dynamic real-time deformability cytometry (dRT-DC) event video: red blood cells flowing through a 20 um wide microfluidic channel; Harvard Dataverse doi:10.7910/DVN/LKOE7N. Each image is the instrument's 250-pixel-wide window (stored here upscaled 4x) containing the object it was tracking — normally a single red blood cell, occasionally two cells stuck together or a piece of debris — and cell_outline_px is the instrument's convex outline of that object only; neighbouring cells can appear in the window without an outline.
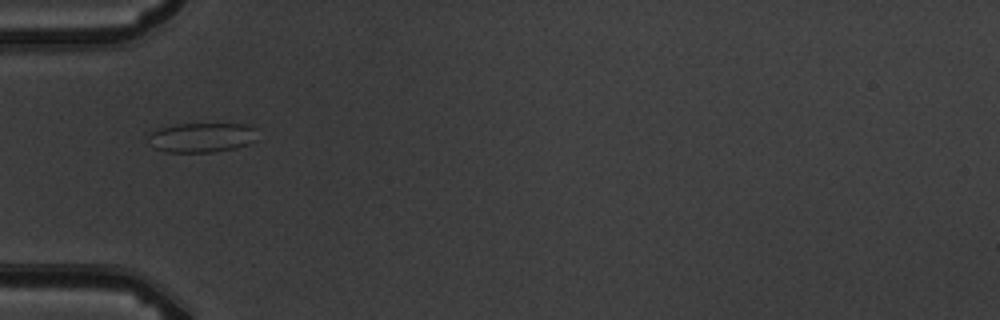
{"species": "common noctule bat (a hibernating species)", "species_latin": "Nyctalus noctula", "temperature_condition": "warm", "stored_images_in_passage": 8, "camera_frame_rate_fps": 3000, "um_per_image_px": 0.085, "animal": {"sex": "male", "body_mass_g": 19.5, "forearm_length_mm": 54.6}, "frame": {"image": 1, "passage_image": 6, "time_ms": 6.0, "image_size_px": [1000, 320], "cell_outline_px": [[256, 140], [248, 144], [236, 148], [216, 152], [168, 152], [152, 148], [148, 144], [148, 136], [152, 132], [160, 128], [176, 124], [252, 124], [256, 128]], "centroid_in_image_um": [17.16, 11.69], "position_along_channel_um": 67.8, "area_um2": 19.13}}
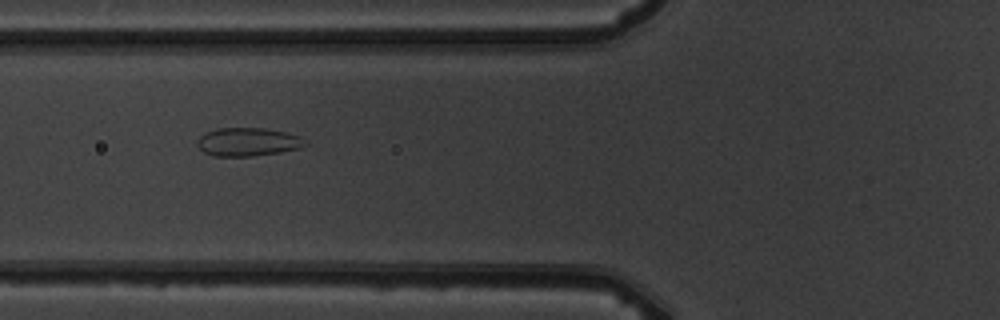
{"frame": {"image": 2, "passage_image": 7, "time_ms": 7.0, "image_size_px": [1000, 320], "cell_outline_px": [[308, 144], [300, 148], [280, 152], [252, 156], [212, 156], [204, 152], [196, 144], [200, 136], [204, 132], [216, 128], [264, 128], [284, 132], [300, 136]], "centroid_in_image_um": [21.04, 12.06], "position_along_channel_um": 104.8, "area_um2": 17.86}}
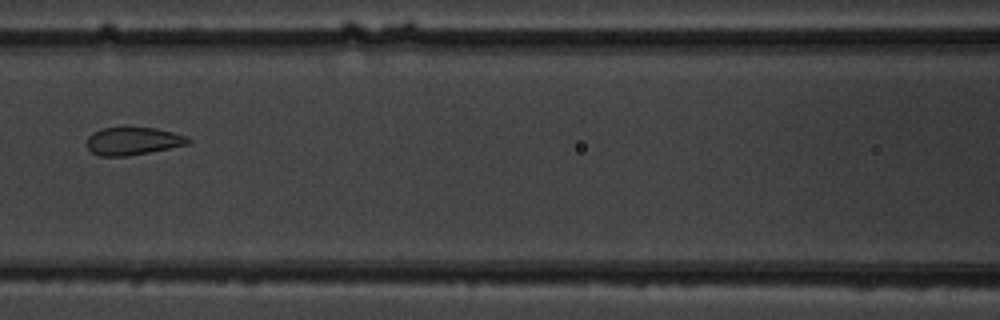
{"frame": {"image": 3, "passage_image": 8, "time_ms": 8.333, "image_size_px": [1000, 320], "cell_outline_px": [[192, 140], [188, 144], [128, 156], [100, 156], [92, 152], [84, 144], [88, 136], [92, 132], [104, 128], [156, 128], [172, 132], [184, 136]], "centroid_in_image_um": [11.24, 12.0], "position_along_channel_um": 155.4, "area_um2": 16.24}}